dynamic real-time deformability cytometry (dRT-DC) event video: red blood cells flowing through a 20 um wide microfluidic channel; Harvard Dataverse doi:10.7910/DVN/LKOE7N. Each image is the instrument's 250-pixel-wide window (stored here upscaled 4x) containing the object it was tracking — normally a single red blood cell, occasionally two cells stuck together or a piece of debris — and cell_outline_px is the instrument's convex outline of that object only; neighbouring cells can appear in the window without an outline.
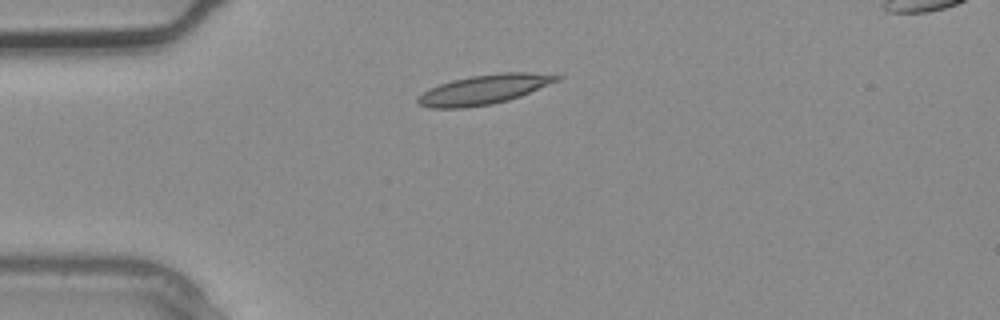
{"species": "common noctule bat (a hibernating species)", "species_latin": "Nyctalus noctula", "temperature_condition": "warm", "stored_images_in_passage": 2, "camera_frame_rate_fps": 3000, "um_per_image_px": 0.085, "animal": {"sex": "male", "body_mass_g": 20.4}, "frame": {"image": 1, "passage_image": 2, "time_ms": 0.333, "image_size_px": [1000, 320], "cell_outline_px": [[564, 76], [560, 80], [520, 96], [508, 100], [492, 104], [464, 108], [428, 108], [416, 104], [416, 96], [428, 88], [452, 80], [472, 76], [500, 72], [532, 72]], "centroid_in_image_um": [41.1, 7.61], "position_along_channel_um": 43.9, "area_um2": 24.16}}